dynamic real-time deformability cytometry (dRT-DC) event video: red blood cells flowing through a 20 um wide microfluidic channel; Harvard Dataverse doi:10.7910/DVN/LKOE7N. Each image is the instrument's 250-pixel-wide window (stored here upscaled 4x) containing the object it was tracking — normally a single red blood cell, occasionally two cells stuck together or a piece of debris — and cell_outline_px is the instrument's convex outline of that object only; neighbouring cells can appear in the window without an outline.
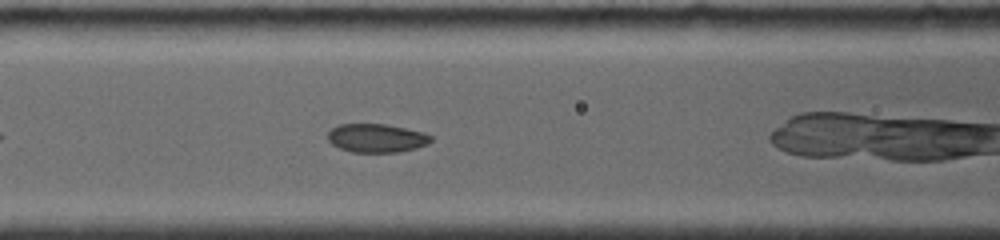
{"species": "common noctule bat (a hibernating species)", "species_latin": "Nyctalus noctula", "temperature_condition": "room temperature", "stored_images_in_passage": 13, "camera_frame_rate_fps": 4000, "um_per_image_px": 0.085, "animal": {"sex": "female", "body_mass_g": 19.0, "forearm_length_mm": 56.7}, "frame": {"image": 1, "passage_image": 4, "time_ms": 2.25, "image_size_px": [1000, 240], "cell_outline_px": [[432, 140], [428, 144], [416, 148], [400, 152], [352, 152], [340, 148], [332, 144], [328, 140], [328, 132], [332, 128], [340, 124], [384, 124], [424, 132], [432, 136]], "centroid_in_image_um": [32.02, 11.74], "position_along_channel_um": 134.6, "area_um2": 17.17}}
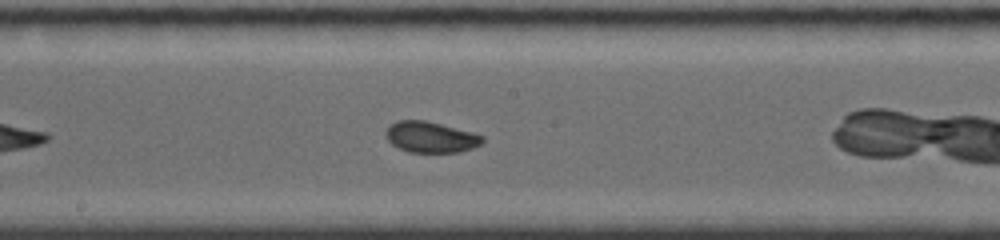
{"frame": {"image": 2, "passage_image": 10, "time_ms": 4.25, "image_size_px": [1000, 240], "cell_outline_px": [[484, 140], [480, 144], [472, 148], [460, 152], [408, 152], [392, 144], [384, 136], [384, 132], [396, 120], [424, 120], [472, 132], [484, 136]], "centroid_in_image_um": [36.59, 11.65], "position_along_channel_um": 211.6, "area_um2": 17.34}}